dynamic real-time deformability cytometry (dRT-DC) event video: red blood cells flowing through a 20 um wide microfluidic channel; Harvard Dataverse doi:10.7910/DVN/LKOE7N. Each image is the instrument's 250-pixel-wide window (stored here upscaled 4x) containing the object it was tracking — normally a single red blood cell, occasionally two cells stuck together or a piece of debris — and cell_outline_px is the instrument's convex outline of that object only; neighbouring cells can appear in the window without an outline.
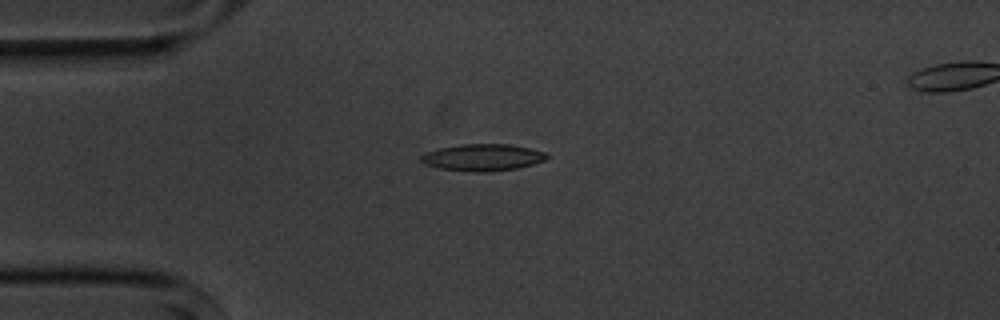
{"species": "common noctule bat (a hibernating species)", "species_latin": "Nyctalus noctula", "temperature_condition": "cold", "stored_images_in_passage": 17, "segment_of_instrument_passage": [1, 2], "camera_frame_rate_fps": 3000, "um_per_image_px": 0.085, "animal": {"sex": "male", "body_mass_g": 20.1, "forearm_length_mm": 53.5}, "frame": {"image": 1, "passage_image": 5, "time_ms": 5.667, "image_size_px": [1000, 320], "cell_outline_px": [[548, 160], [516, 168], [484, 172], [476, 172], [440, 168], [424, 164], [420, 160], [420, 156], [424, 152], [440, 148], [460, 144], [508, 144], [532, 148], [544, 152], [548, 156]], "centroid_in_image_um": [41.02, 13.37], "position_along_channel_um": 44.0, "area_um2": 19.65}}
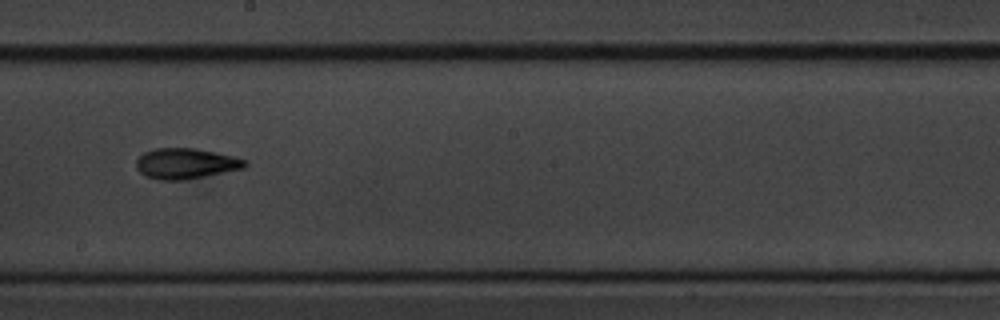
{"frame": {"image": 2, "passage_image": 10, "time_ms": 11.333, "image_size_px": [1000, 320], "cell_outline_px": [[248, 164], [244, 168], [188, 180], [160, 180], [148, 176], [140, 172], [136, 168], [136, 160], [144, 152], [156, 148], [192, 148], [216, 152], [248, 160]], "centroid_in_image_um": [15.81, 13.9], "position_along_channel_um": 232.4, "area_um2": 19.42}}
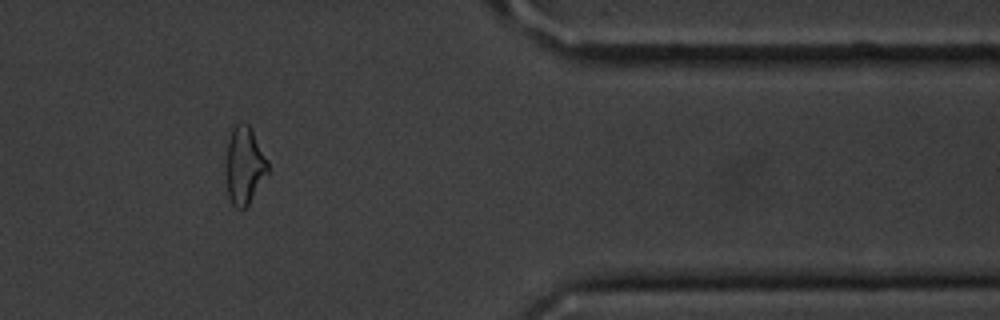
{"frame": {"image": 3, "passage_image": 14, "time_ms": 16.333, "image_size_px": [1000, 320], "cell_outline_px": [[268, 172], [248, 204], [244, 208], [236, 208], [232, 204], [228, 196], [224, 172], [228, 140], [232, 128], [236, 124], [248, 124], [252, 128], [268, 160]], "centroid_in_image_um": [20.75, 14.05], "position_along_channel_um": 390.7, "area_um2": 19.13}}